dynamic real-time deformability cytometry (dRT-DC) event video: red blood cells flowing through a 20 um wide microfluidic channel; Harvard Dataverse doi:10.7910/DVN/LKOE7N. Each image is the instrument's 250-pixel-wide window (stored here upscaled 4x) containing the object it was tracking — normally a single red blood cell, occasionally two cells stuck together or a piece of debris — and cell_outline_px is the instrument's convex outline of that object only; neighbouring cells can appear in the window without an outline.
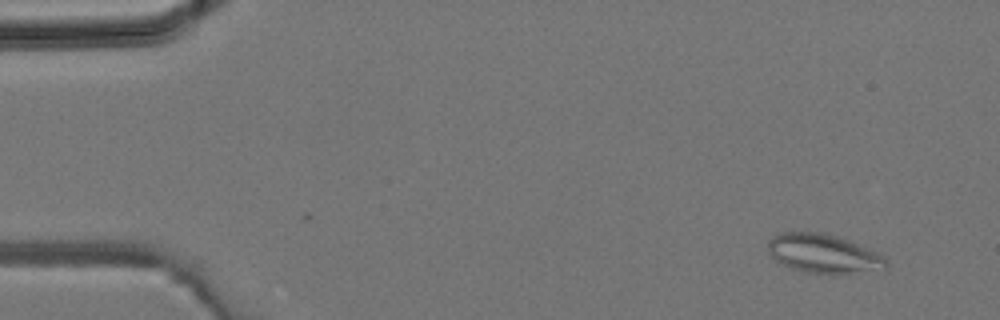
{"species": "common noctule bat (a hibernating species)", "species_latin": "Nyctalus noctula", "temperature_condition": "room temperature", "stored_images_in_passage": 3, "camera_frame_rate_fps": 3000, "um_per_image_px": 0.085, "animal": {"sex": "male", "body_mass_g": 19.2, "forearm_length_mm": 51.8}, "frame": {"image": 1, "passage_image": 1, "time_ms": 0.0, "image_size_px": [1000, 320], "cell_outline_px": [[888, 272], [808, 272], [792, 268], [776, 260], [768, 252], [768, 240], [772, 236], [784, 232], [824, 232], [848, 240], [880, 252], [888, 260]], "centroid_in_image_um": [70.1, 21.55], "position_along_channel_um": 14.9, "area_um2": 26.93}}